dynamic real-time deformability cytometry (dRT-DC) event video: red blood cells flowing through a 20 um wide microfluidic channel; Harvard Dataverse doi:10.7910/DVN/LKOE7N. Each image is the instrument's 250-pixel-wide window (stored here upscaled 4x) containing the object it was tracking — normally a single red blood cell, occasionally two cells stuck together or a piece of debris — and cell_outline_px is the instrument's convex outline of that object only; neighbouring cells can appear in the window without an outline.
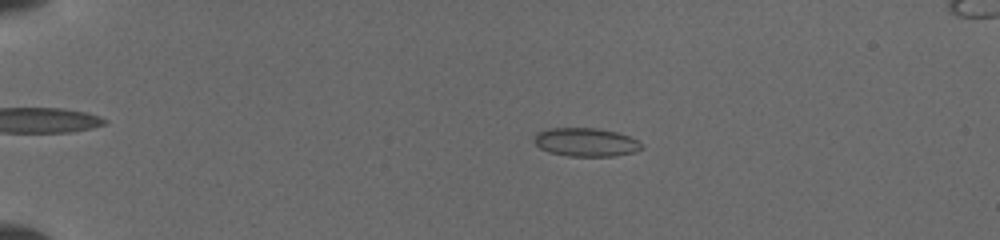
{"species": "common noctule bat (a hibernating species)", "species_latin": "Nyctalus noctula", "temperature_condition": "cold", "stored_images_in_passage": 66, "camera_frame_rate_fps": 3000, "um_per_image_px": 0.085, "animal": {"sex": "female", "body_mass_g": 19.5, "forearm_length_mm": 54.1}, "frame": {"image": 1, "passage_image": 16, "time_ms": 3.667, "image_size_px": [1000, 240], "cell_outline_px": [[644, 148], [632, 152], [612, 156], [568, 156], [548, 152], [540, 148], [532, 140], [532, 136], [536, 132], [548, 128], [596, 128], [616, 132], [628, 136], [636, 140]], "centroid_in_image_um": [49.71, 12.08], "position_along_channel_um": 35.3, "area_um2": 17.86}}
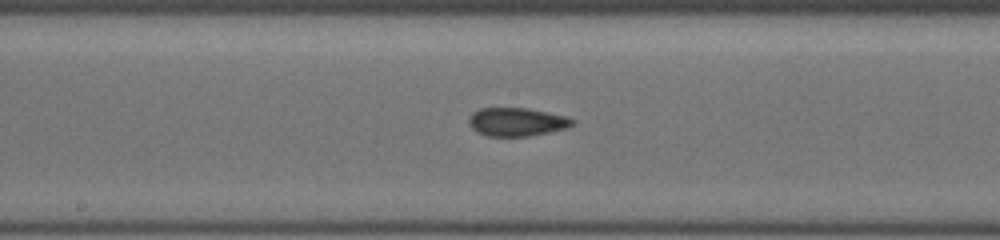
{"frame": {"image": 2, "passage_image": 38, "time_ms": 9.667, "image_size_px": [1000, 240], "cell_outline_px": [[576, 120], [568, 128], [528, 136], [488, 136], [476, 132], [468, 124], [468, 120], [472, 112], [480, 108], [524, 108], [568, 116]], "centroid_in_image_um": [43.91, 10.36], "position_along_channel_um": 204.3, "area_um2": 17.17}}
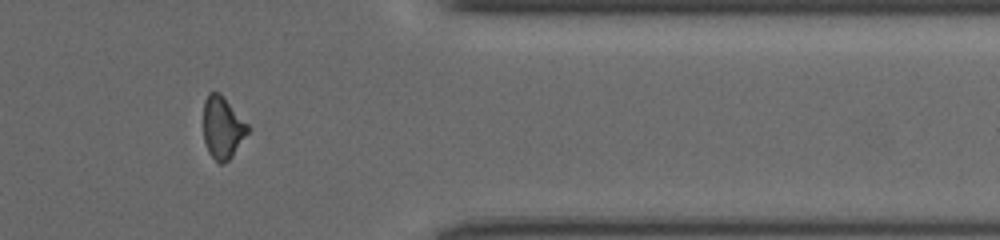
{"frame": {"image": 3, "passage_image": 53, "time_ms": 14.667, "image_size_px": [1000, 240], "cell_outline_px": [[248, 132], [232, 156], [224, 164], [220, 164], [208, 152], [204, 140], [204, 100], [208, 92], [220, 92], [224, 96], [248, 124]], "centroid_in_image_um": [18.91, 10.82], "position_along_channel_um": 392.5, "area_um2": 16.01}}